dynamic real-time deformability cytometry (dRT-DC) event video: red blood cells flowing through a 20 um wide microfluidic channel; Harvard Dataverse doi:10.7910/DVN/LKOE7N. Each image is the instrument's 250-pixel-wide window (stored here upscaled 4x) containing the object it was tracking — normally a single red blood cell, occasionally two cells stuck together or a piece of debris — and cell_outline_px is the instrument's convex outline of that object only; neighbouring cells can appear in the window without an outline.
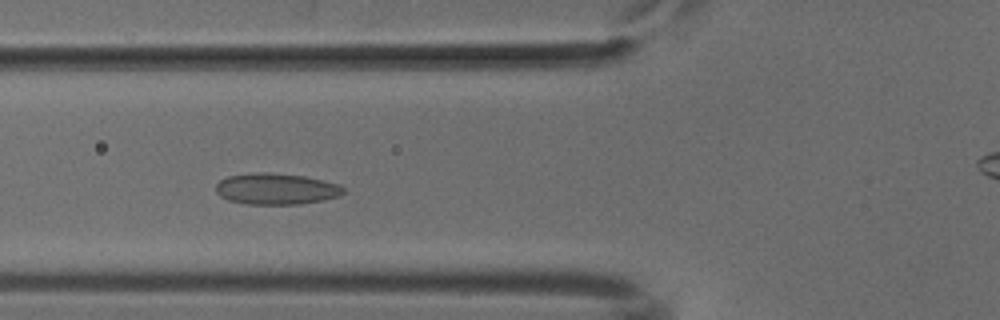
{"species": "common noctule bat (a hibernating species)", "species_latin": "Nyctalus noctula", "temperature_condition": "cold", "stored_images_in_passage": 51, "camera_frame_rate_fps": 3000, "um_per_image_px": 0.085, "animal": {"sex": "male", "body_mass_g": 18.8}, "frame": {"image": 1, "passage_image": 17, "time_ms": 5.333, "image_size_px": [1000, 320], "cell_outline_px": [[344, 192], [336, 196], [324, 200], [300, 204], [244, 204], [228, 200], [220, 196], [216, 192], [216, 184], [220, 180], [228, 176], [256, 172], [272, 172], [304, 176], [340, 184], [344, 188]], "centroid_in_image_um": [23.45, 16.05], "position_along_channel_um": 102.3, "area_um2": 23.29}}
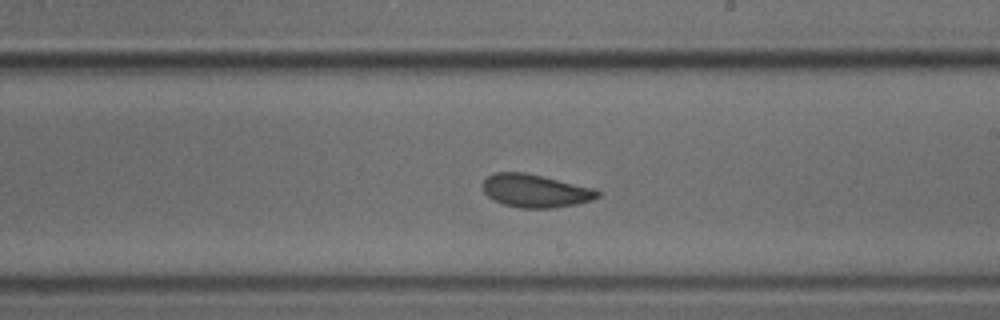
{"frame": {"image": 2, "passage_image": 28, "time_ms": 9.0, "image_size_px": [1000, 320], "cell_outline_px": [[600, 196], [592, 200], [576, 204], [552, 208], [520, 208], [504, 204], [492, 200], [484, 192], [484, 180], [488, 176], [496, 172], [524, 172], [596, 188], [600, 192]], "centroid_in_image_um": [45.53, 16.22], "position_along_channel_um": 243.5, "area_um2": 22.14}}
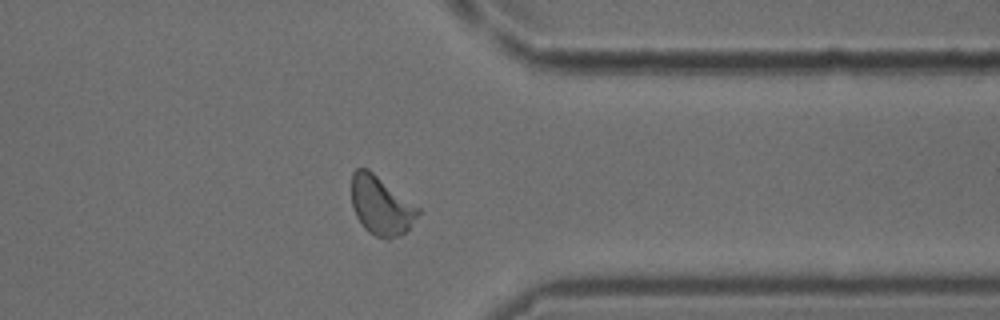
{"frame": {"image": 3, "passage_image": 39, "time_ms": 12.667, "image_size_px": [1000, 320], "cell_outline_px": [[420, 212], [408, 228], [404, 232], [388, 240], [376, 236], [368, 232], [364, 228], [356, 216], [352, 204], [352, 172], [356, 168], [368, 168], [420, 208]], "centroid_in_image_um": [32.37, 17.46], "position_along_channel_um": 379.0, "area_um2": 22.6}}